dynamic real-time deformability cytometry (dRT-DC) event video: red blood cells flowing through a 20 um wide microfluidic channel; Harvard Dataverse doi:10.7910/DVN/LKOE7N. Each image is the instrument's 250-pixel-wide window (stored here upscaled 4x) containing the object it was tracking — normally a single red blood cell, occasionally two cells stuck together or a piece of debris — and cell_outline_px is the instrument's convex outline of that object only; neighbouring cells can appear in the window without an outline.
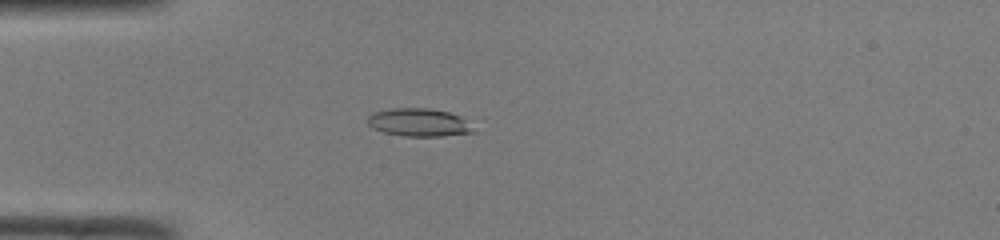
{"species": "common noctule bat (a hibernating species)", "species_latin": "Nyctalus noctula", "temperature_condition": "room temperature", "stored_images_in_passage": 49, "camera_frame_rate_fps": 3000, "um_per_image_px": 0.085, "animal": {"sex": "male", "body_mass_g": 19.0, "forearm_length_mm": 50.8}, "frame": {"image": 1, "passage_image": 14, "time_ms": 4.333, "image_size_px": [1000, 240], "cell_outline_px": [[476, 132], [444, 136], [404, 136], [384, 132], [372, 128], [368, 124], [368, 116], [372, 112], [392, 108], [428, 108], [448, 112], [460, 116]], "centroid_in_image_um": [35.57, 10.4], "position_along_channel_um": 49.4, "area_um2": 17.17}}
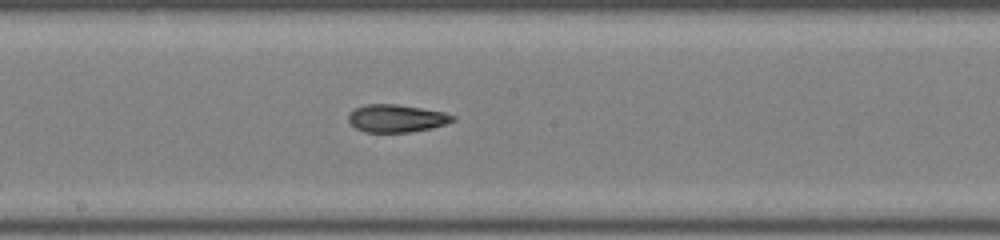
{"frame": {"image": 2, "passage_image": 27, "time_ms": 8.667, "image_size_px": [1000, 240], "cell_outline_px": [[456, 120], [432, 128], [408, 132], [364, 132], [356, 128], [348, 120], [348, 112], [364, 104], [396, 104], [444, 112], [456, 116]], "centroid_in_image_um": [33.69, 10.06], "position_along_channel_um": 214.5, "area_um2": 16.82}}
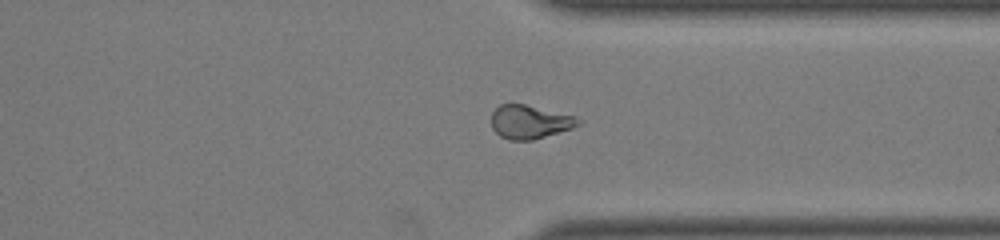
{"frame": {"image": 3, "passage_image": 38, "time_ms": 12.333, "image_size_px": [1000, 240], "cell_outline_px": [[584, 120], [580, 124], [572, 128], [532, 140], [508, 140], [500, 136], [492, 128], [492, 112], [500, 104], [524, 104], [576, 116]], "centroid_in_image_um": [45.05, 10.36], "position_along_channel_um": 366.4, "area_um2": 16.99}, "authors_computed_cell_mechanics": {"area_um2": 17.4556, "velocity_mm_per_s": 4.131, "shape_relaxation_time_tau1_ms": 7.0078, "shape_relaxation_time_tau2_ms": 3.7172, "deformation_change_tau1": 0.189, "deformation_change_tau2": 0.1038}}